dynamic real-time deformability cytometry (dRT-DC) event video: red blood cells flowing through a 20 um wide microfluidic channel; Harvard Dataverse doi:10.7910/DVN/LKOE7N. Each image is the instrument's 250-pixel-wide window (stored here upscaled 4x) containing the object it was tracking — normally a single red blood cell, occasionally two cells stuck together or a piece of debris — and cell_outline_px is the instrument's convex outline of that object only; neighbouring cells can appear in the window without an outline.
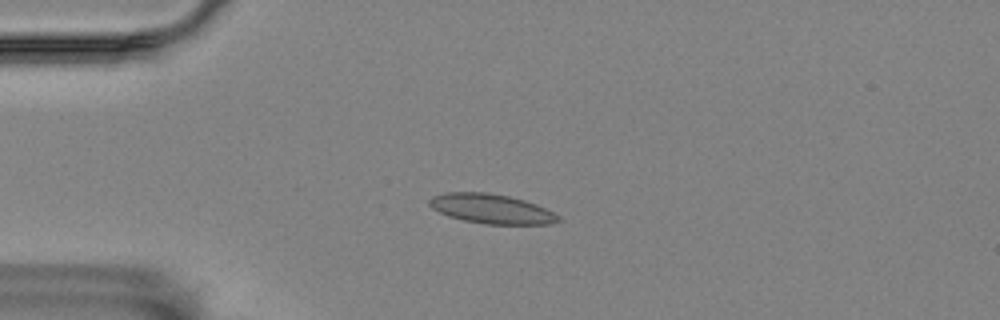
{"species": "Egyptian fruit bat (a non-hibernating species)", "species_latin": "Rousettus aegyptiacus", "temperature_condition": "room temperature", "stored_images_in_passage": 19, "camera_frame_rate_fps": 3000, "um_per_image_px": 0.085, "animal": {"sex": "female"}, "frame": {"image": 1, "passage_image": 13, "time_ms": 4.0, "image_size_px": [1000, 320], "cell_outline_px": [[560, 220], [552, 224], [484, 224], [464, 220], [448, 216], [432, 208], [428, 204], [428, 200], [432, 196], [448, 192], [484, 192], [508, 196], [524, 200], [536, 204], [560, 216]], "centroid_in_image_um": [41.75, 17.75], "position_along_channel_um": 43.2, "area_um2": 22.08}}
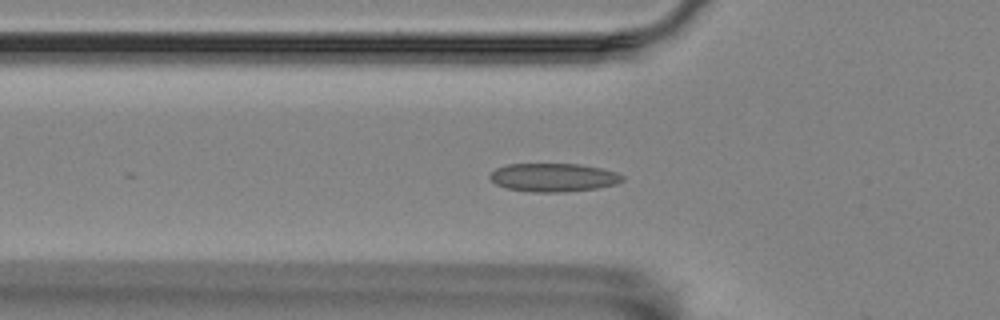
{"frame": {"image": 2, "passage_image": 18, "time_ms": 5.667, "image_size_px": [1000, 320], "cell_outline_px": [[624, 180], [616, 184], [596, 188], [564, 192], [532, 192], [504, 188], [496, 184], [488, 176], [496, 168], [508, 164], [580, 164], [600, 168], [616, 172], [624, 176]], "centroid_in_image_um": [47.03, 15.08], "position_along_channel_um": 78.8, "area_um2": 21.96}}